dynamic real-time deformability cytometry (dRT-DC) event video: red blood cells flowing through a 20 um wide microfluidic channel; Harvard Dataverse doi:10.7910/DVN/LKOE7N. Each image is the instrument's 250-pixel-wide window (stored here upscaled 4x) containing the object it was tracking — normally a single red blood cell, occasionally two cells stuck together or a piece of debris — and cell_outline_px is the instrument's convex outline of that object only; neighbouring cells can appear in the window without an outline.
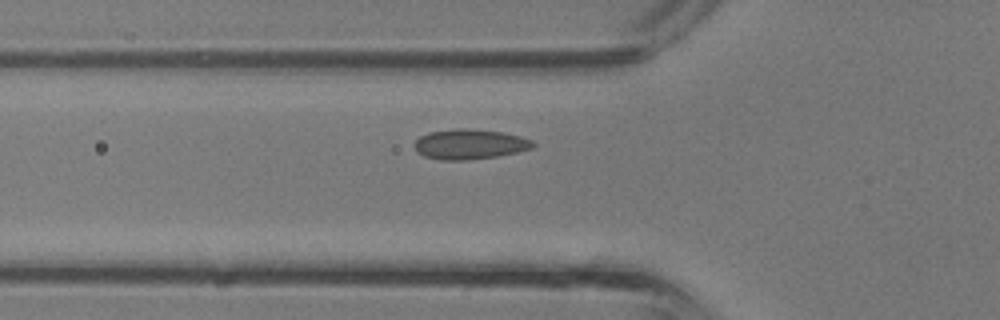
{"species": "common noctule bat (a hibernating species)", "species_latin": "Nyctalus noctula", "temperature_condition": "room temperature", "stored_images_in_passage": 25, "camera_frame_rate_fps": 3000, "um_per_image_px": 0.085, "animal": {"sex": "male", "body_mass_g": 13.3}, "frame": {"image": 1, "passage_image": 5, "time_ms": 1.333, "image_size_px": [1000, 320], "cell_outline_px": [[536, 144], [532, 148], [516, 152], [496, 156], [468, 160], [440, 160], [424, 156], [416, 152], [416, 140], [420, 136], [428, 132], [456, 128], [472, 128], [504, 132], [520, 136], [532, 140]], "centroid_in_image_um": [39.93, 12.24], "position_along_channel_um": 85.9, "area_um2": 20.87}}
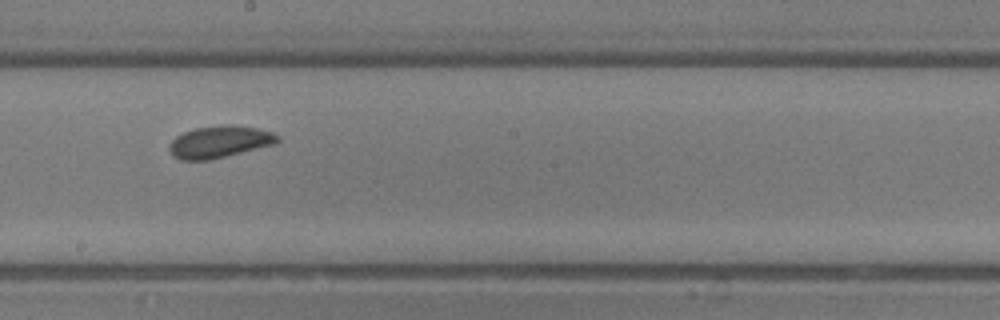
{"frame": {"image": 2, "passage_image": 13, "time_ms": 4.0, "image_size_px": [1000, 320], "cell_outline_px": [[280, 140], [276, 144], [208, 160], [180, 160], [172, 156], [168, 148], [172, 140], [176, 136], [184, 132], [196, 128], [228, 124], [232, 124], [256, 128], [272, 132], [280, 136]], "centroid_in_image_um": [18.67, 12.05], "position_along_channel_um": 229.5, "area_um2": 20.17}}
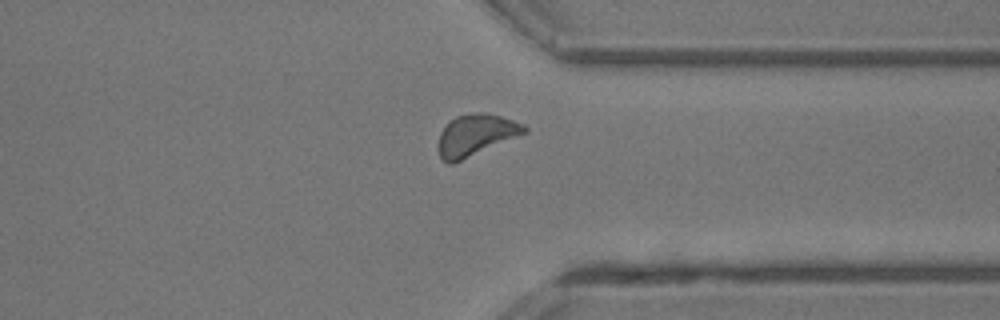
{"frame": {"image": 3, "passage_image": 21, "time_ms": 6.667, "image_size_px": [1000, 320], "cell_outline_px": [[528, 132], [452, 164], [448, 164], [440, 156], [436, 148], [440, 132], [456, 116], [476, 112], [488, 112], [524, 124], [528, 128]], "centroid_in_image_um": [40.43, 11.48], "position_along_channel_um": 371.0, "area_um2": 20.75}}